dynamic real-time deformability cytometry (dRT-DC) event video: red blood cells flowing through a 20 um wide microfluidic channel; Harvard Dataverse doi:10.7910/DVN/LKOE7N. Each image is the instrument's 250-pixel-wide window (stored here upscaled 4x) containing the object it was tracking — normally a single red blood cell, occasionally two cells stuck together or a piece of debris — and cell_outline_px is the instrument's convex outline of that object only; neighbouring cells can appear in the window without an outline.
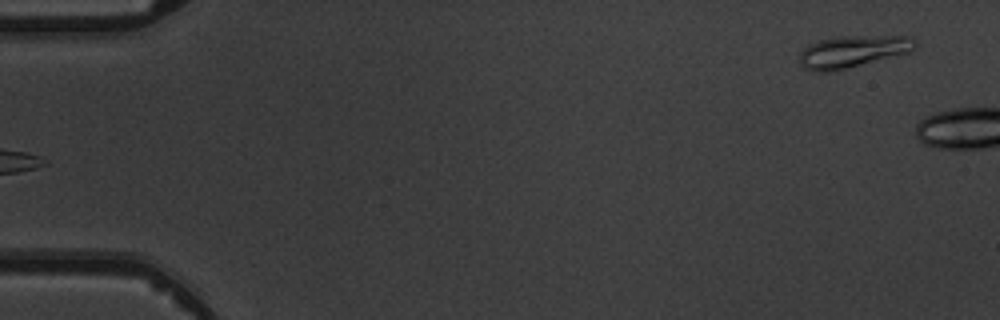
{"species": "common noctule bat (a hibernating species)", "species_latin": "Nyctalus noctula", "temperature_condition": "warm", "stored_images_in_passage": 5, "camera_frame_rate_fps": 3000, "um_per_image_px": 0.085, "animal": {"sex": "male", "body_mass_g": 19.5, "forearm_length_mm": 54.6}, "frame": {"image": 1, "passage_image": 5, "time_ms": 5.333, "image_size_px": [1000, 320], "cell_outline_px": [[916, 48], [908, 52], [832, 72], [812, 72], [804, 68], [800, 64], [800, 52], [808, 44], [820, 40], [840, 36], [912, 36], [916, 40]], "centroid_in_image_um": [72.45, 4.38], "position_along_channel_um": 12.6, "area_um2": 21.56}}